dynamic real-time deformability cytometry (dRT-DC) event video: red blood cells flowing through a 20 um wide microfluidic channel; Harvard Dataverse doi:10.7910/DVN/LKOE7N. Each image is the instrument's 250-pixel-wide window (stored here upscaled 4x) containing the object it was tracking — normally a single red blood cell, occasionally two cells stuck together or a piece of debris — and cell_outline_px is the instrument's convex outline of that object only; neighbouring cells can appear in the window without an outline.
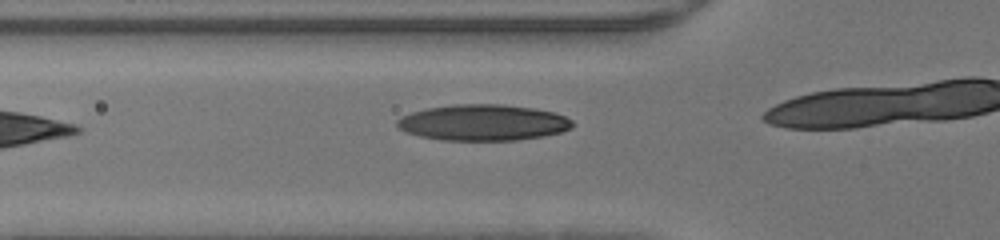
{"species": "human", "species_latin": "Homo sapiens", "temperature_condition": "warm", "stored_images_in_passage": 4, "camera_frame_rate_fps": 3000, "um_per_image_px": 0.085, "donor": {"sex": "male"}, "frame": {"image": 1, "passage_image": 2, "time_ms": 0.333, "image_size_px": [1000, 240], "cell_outline_px": [[572, 128], [560, 132], [544, 136], [516, 140], [440, 140], [420, 136], [404, 132], [396, 124], [396, 120], [400, 116], [412, 112], [428, 108], [456, 104], [500, 104], [532, 108], [552, 112], [564, 116], [572, 120]], "centroid_in_image_um": [41.03, 10.42], "position_along_channel_um": 84.8, "area_um2": 36.76}}